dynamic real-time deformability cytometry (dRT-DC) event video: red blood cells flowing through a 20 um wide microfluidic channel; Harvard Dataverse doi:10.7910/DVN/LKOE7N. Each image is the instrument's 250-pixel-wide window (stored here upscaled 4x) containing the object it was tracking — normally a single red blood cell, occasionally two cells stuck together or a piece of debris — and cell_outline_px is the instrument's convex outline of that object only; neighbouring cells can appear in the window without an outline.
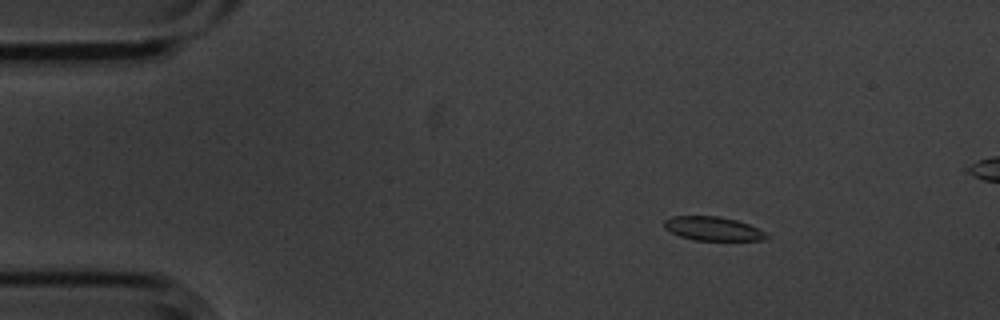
{"species": "common noctule bat (a hibernating species)", "species_latin": "Nyctalus noctula", "temperature_condition": "cold", "stored_images_in_passage": 5, "camera_frame_rate_fps": 3000, "um_per_image_px": 0.085, "animal": {"sex": "male", "body_mass_g": 20.1, "forearm_length_mm": 53.5}, "frame": {"image": 1, "passage_image": 2, "time_ms": 0.333, "image_size_px": [1000, 320], "cell_outline_px": [[772, 236], [764, 240], [696, 240], [680, 236], [664, 228], [664, 220], [672, 216], [720, 216], [736, 220], [748, 224]], "centroid_in_image_um": [60.61, 19.43], "position_along_channel_um": 24.4, "area_um2": 14.16}}